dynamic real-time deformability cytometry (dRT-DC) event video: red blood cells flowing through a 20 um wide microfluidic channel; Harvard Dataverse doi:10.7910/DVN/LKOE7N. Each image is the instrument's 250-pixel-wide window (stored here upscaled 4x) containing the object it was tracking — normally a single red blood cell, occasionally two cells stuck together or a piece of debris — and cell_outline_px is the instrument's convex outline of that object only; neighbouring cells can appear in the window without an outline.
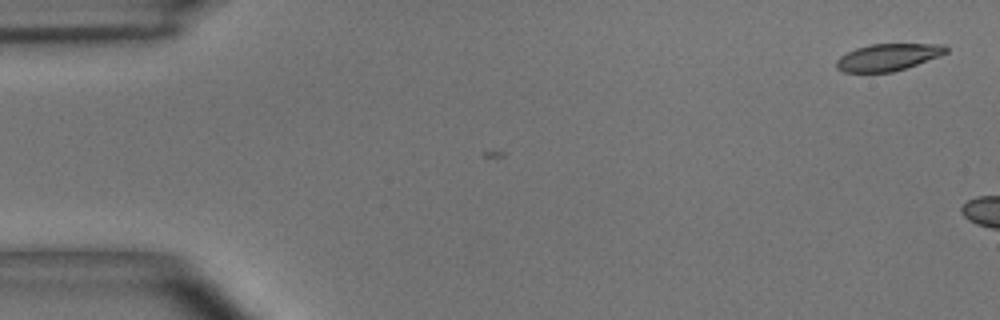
{"species": "common noctule bat (a hibernating species)", "species_latin": "Nyctalus noctula", "temperature_condition": "room temperature", "stored_images_in_passage": 4, "camera_frame_rate_fps": 3000, "um_per_image_px": 0.085, "animal": {"sex": "male", "body_mass_g": 15.6}, "frame": {"image": 1, "passage_image": 4, "time_ms": 1.0, "image_size_px": [1000, 320], "cell_outline_px": [[948, 52], [940, 56], [892, 72], [844, 72], [836, 68], [836, 60], [840, 56], [856, 48], [872, 44], [944, 44], [948, 48]], "centroid_in_image_um": [75.48, 4.85], "position_along_channel_um": 9.5, "area_um2": 17.11}}